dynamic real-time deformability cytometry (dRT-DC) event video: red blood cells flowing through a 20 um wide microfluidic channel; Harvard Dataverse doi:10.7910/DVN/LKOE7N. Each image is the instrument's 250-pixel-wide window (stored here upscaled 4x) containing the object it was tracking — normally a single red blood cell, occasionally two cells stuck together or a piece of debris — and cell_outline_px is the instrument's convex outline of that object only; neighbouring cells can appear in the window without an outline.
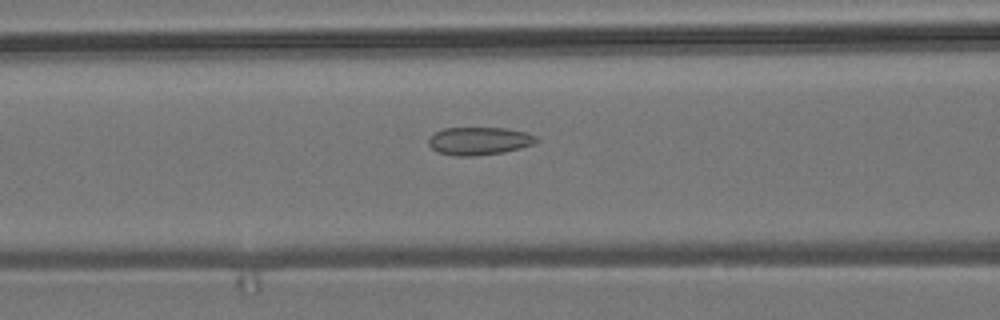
{"species": "common noctule bat (a hibernating species)", "species_latin": "Nyctalus noctula", "temperature_condition": "room temperature", "stored_images_in_passage": 8, "camera_frame_rate_fps": 3000, "um_per_image_px": 0.085, "animal": {"sex": "male", "body_mass_g": 19.2, "forearm_length_mm": 51.8}, "frame": {"image": 1, "passage_image": 8, "time_ms": 2.333, "image_size_px": [1000, 320], "cell_outline_px": [[540, 140], [536, 144], [504, 152], [472, 156], [452, 156], [436, 152], [428, 144], [428, 140], [436, 132], [444, 128], [508, 128], [524, 132], [536, 136]], "centroid_in_image_um": [40.75, 11.99], "position_along_channel_um": 125.9, "area_um2": 17.63}}